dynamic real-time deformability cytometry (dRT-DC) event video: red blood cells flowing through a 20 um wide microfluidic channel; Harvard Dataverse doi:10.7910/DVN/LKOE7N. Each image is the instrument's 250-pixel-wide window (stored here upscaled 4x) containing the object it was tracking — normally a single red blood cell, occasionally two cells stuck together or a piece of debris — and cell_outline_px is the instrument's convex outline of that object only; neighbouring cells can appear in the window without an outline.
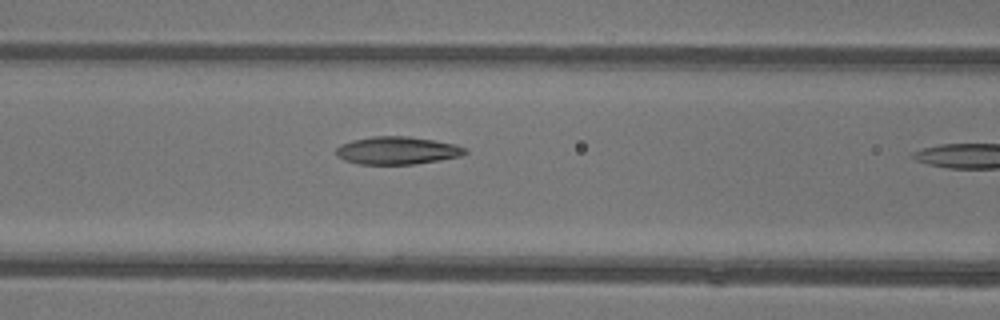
{"species": "common noctule bat (a hibernating species)", "species_latin": "Nyctalus noctula", "temperature_condition": "warm", "stored_images_in_passage": 10, "camera_frame_rate_fps": 3000, "um_per_image_px": 0.085, "animal": {"sex": "female"}, "frame": {"image": 1, "passage_image": 9, "time_ms": 2.667, "image_size_px": [1000, 320], "cell_outline_px": [[468, 152], [460, 156], [440, 160], [416, 164], [360, 164], [344, 160], [336, 156], [336, 148], [340, 144], [352, 140], [372, 136], [408, 136], [456, 144], [468, 148]], "centroid_in_image_um": [33.77, 12.79], "position_along_channel_um": 132.8, "area_um2": 20.98}}